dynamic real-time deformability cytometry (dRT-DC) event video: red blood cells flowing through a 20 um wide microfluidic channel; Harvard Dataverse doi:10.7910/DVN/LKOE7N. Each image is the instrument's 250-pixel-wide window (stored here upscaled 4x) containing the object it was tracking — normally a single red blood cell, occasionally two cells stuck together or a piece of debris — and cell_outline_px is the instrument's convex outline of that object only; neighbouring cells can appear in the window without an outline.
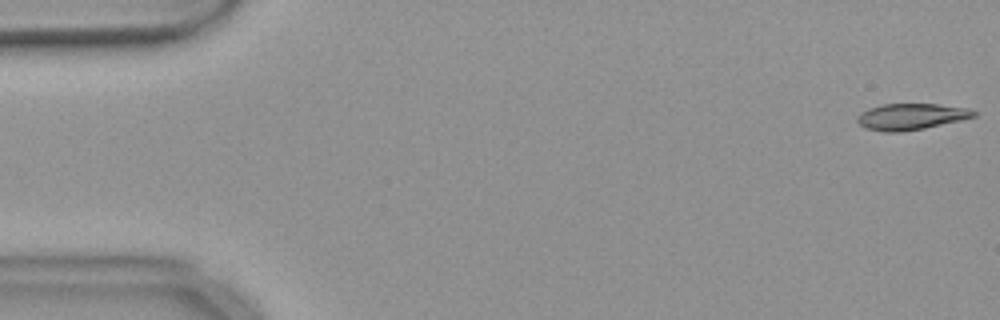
{"species": "common noctule bat (a hibernating species)", "species_latin": "Nyctalus noctula", "temperature_condition": "warm", "stored_images_in_passage": 14, "camera_frame_rate_fps": 3000, "um_per_image_px": 0.085, "animal": {"sex": "female", "body_mass_g": 18.4}, "frame": {"image": 1, "passage_image": 1, "time_ms": 0.0, "image_size_px": [1000, 320], "cell_outline_px": [[976, 116], [960, 120], [924, 128], [900, 132], [884, 132], [864, 128], [856, 120], [856, 116], [860, 112], [868, 108], [880, 104], [936, 104], [968, 108], [976, 112]], "centroid_in_image_um": [77.38, 9.91], "position_along_channel_um": 7.6, "area_um2": 17.86}}